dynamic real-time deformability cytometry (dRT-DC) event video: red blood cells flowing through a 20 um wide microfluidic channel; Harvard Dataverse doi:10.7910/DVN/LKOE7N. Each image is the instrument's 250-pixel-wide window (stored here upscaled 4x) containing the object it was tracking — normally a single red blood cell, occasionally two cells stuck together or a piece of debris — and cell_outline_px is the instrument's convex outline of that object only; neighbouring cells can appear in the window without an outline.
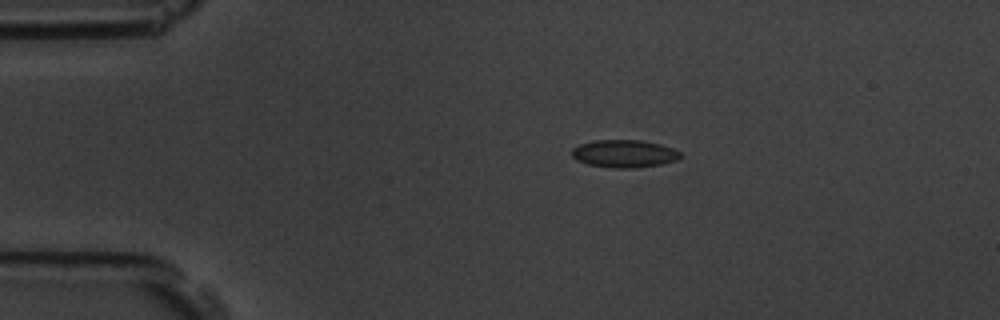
{"species": "common noctule bat (a hibernating species)", "species_latin": "Nyctalus noctula", "temperature_condition": "room temperature", "stored_images_in_passage": 3, "camera_frame_rate_fps": 3000, "um_per_image_px": 0.085, "animal": {"sex": "male", "body_mass_g": 19.5, "forearm_length_mm": 54.6}, "frame": {"image": 1, "passage_image": 1, "time_ms": 0.0, "image_size_px": [1000, 320], "cell_outline_px": [[680, 156], [676, 160], [660, 164], [636, 168], [616, 168], [588, 164], [576, 160], [572, 156], [572, 148], [580, 144], [592, 140], [640, 140], [660, 144], [672, 148], [680, 152]], "centroid_in_image_um": [53.03, 13.05], "position_along_channel_um": 32.0, "area_um2": 17.4}}